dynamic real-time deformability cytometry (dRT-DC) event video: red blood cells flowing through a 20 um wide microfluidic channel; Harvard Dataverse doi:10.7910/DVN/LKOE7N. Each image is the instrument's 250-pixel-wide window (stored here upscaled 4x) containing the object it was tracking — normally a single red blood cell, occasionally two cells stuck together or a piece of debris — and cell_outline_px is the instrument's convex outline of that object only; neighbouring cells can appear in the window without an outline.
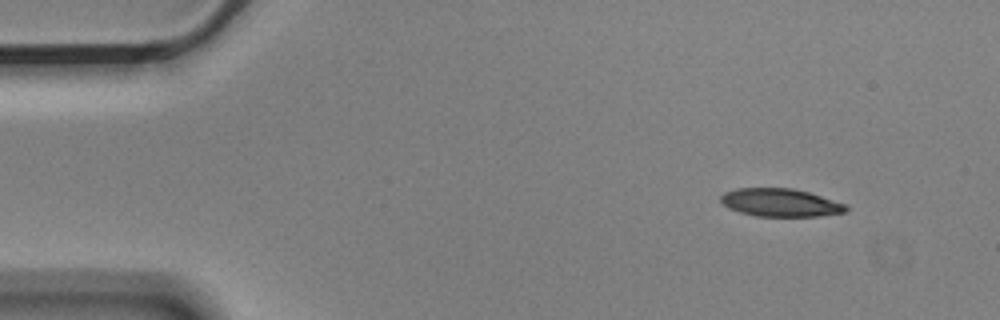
{"species": "Egyptian fruit bat (a non-hibernating species)", "species_latin": "Rousettus aegyptiacus", "temperature_condition": "cold", "stored_images_in_passage": 4, "camera_frame_rate_fps": 3000, "um_per_image_px": 0.085, "animal": {"sex": "male"}, "frame": {"image": 1, "passage_image": 1, "time_ms": 0.0, "image_size_px": [1000, 320], "cell_outline_px": [[848, 208], [844, 212], [820, 216], [756, 216], [740, 212], [728, 208], [720, 200], [720, 196], [724, 192], [736, 188], [792, 188], [808, 192], [848, 204]], "centroid_in_image_um": [66.33, 17.22], "position_along_channel_um": 18.7, "area_um2": 20.46}}